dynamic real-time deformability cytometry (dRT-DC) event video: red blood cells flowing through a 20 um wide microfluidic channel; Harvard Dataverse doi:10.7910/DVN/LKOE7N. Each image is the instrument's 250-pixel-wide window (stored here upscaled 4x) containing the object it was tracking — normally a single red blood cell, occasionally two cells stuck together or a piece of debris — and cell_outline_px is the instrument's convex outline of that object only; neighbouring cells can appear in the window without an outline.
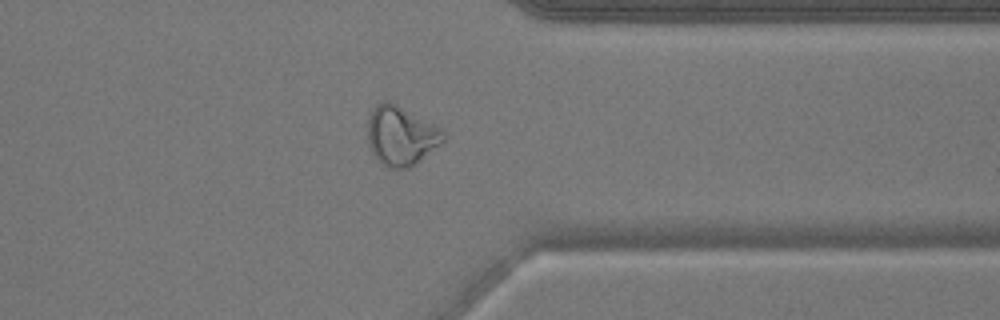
{"species": "common noctule bat (a hibernating species)", "species_latin": "Nyctalus noctula", "temperature_condition": "warm", "stored_images_in_passage": 51, "camera_frame_rate_fps": 3000, "um_per_image_px": 0.085, "animal": {"sex": "male", "body_mass_g": 17.9}, "frame": {"image": 1, "passage_image": 41, "time_ms": 13.333, "image_size_px": [1000, 320], "cell_outline_px": [[444, 140], [420, 160], [408, 168], [388, 168], [372, 152], [368, 144], [368, 116], [372, 108], [376, 104], [384, 100], [388, 100], [444, 128]], "centroid_in_image_um": [34.08, 11.49], "position_along_channel_um": 377.3, "area_um2": 26.07}}
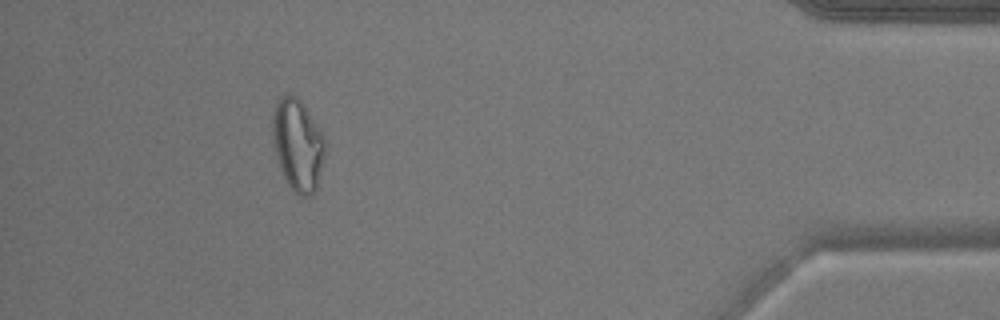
{"frame": {"image": 2, "passage_image": 47, "time_ms": 15.333, "image_size_px": [1000, 320], "cell_outline_px": [[324, 152], [316, 192], [312, 196], [300, 196], [288, 184], [284, 176], [276, 156], [272, 140], [272, 112], [280, 96], [288, 92], [296, 96], [304, 104], [320, 132], [324, 140]], "centroid_in_image_um": [25.27, 12.29], "position_along_channel_um": 409.9, "area_um2": 27.86}}